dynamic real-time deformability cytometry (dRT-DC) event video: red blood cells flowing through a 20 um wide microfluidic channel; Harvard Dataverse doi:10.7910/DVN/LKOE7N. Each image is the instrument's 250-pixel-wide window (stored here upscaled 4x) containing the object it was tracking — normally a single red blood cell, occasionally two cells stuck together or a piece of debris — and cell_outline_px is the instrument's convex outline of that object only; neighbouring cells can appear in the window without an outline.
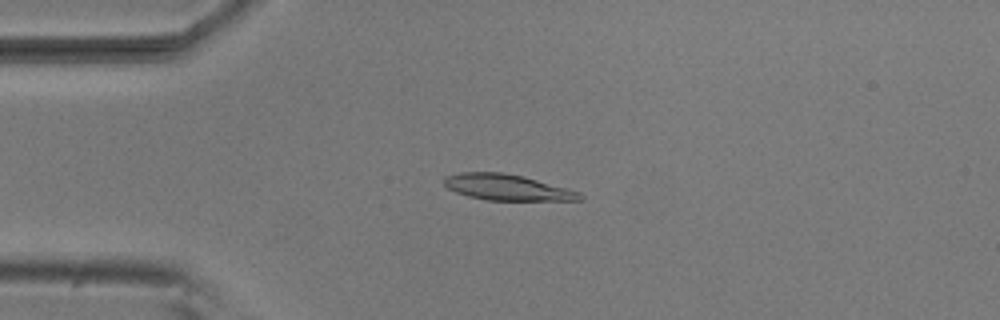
{"species": "common noctule bat (a hibernating species)", "species_latin": "Nyctalus noctula", "temperature_condition": "room temperature", "stored_images_in_passage": 8, "camera_frame_rate_fps": 3000, "um_per_image_px": 0.085, "animal": {"sex": "male", "body_mass_g": 20.5, "forearm_length_mm": 52.5}, "frame": {"image": 1, "passage_image": 1, "time_ms": 0.0, "image_size_px": [1000, 320], "cell_outline_px": [[584, 200], [488, 200], [468, 196], [456, 192], [448, 188], [444, 184], [444, 176], [460, 172], [504, 172], [524, 176], [568, 188], [580, 192], [584, 196]], "centroid_in_image_um": [43.13, 15.92], "position_along_channel_um": 41.9, "area_um2": 20.63}}
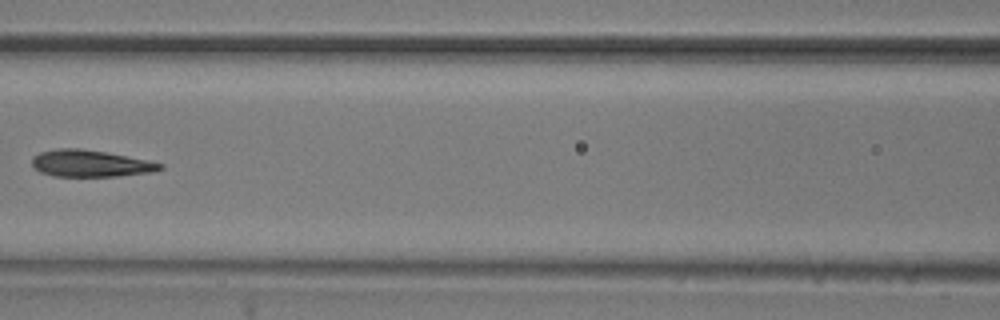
{"frame": {"image": 2, "passage_image": 4, "time_ms": 1.0, "image_size_px": [1000, 320], "cell_outline_px": [[164, 168], [152, 172], [116, 176], [52, 176], [40, 172], [32, 168], [32, 156], [40, 152], [56, 148], [80, 148], [104, 152], [148, 160], [164, 164]], "centroid_in_image_um": [7.64, 13.89], "position_along_channel_um": 159.0, "area_um2": 20.06}}
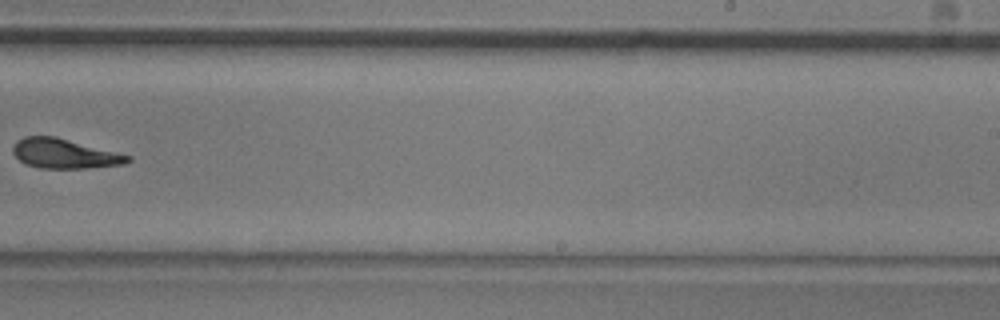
{"frame": {"image": 3, "passage_image": 7, "time_ms": 2.0, "image_size_px": [1000, 320], "cell_outline_px": [[132, 160], [124, 164], [84, 168], [40, 168], [24, 164], [12, 152], [12, 148], [16, 140], [24, 136], [56, 136], [132, 156]], "centroid_in_image_um": [5.46, 13.05], "position_along_channel_um": 283.5, "area_um2": 19.88}}